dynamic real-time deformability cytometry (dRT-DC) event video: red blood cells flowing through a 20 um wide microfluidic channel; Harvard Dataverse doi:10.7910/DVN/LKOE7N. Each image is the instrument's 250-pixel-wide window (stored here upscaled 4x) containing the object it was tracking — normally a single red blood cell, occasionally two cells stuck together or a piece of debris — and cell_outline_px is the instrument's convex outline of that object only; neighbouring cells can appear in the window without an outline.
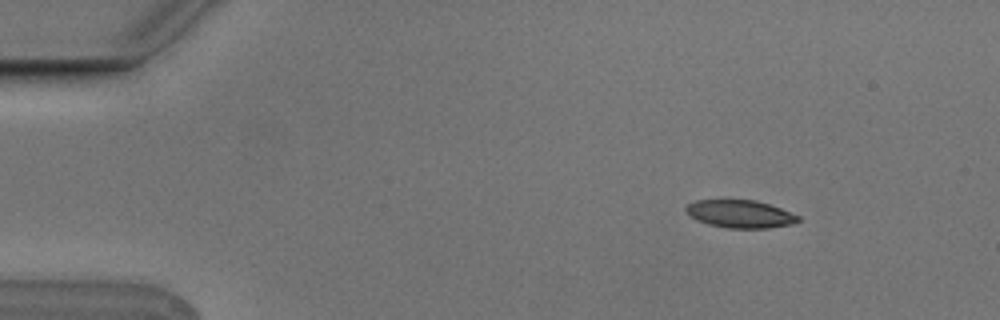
{"species": "Egyptian fruit bat (a non-hibernating species)", "species_latin": "Rousettus aegyptiacus", "temperature_condition": "cold", "stored_images_in_passage": 6, "camera_frame_rate_fps": 3000, "um_per_image_px": 0.085, "animal": {"sex": "male"}, "frame": {"image": 1, "passage_image": 2, "time_ms": 0.333, "image_size_px": [1000, 320], "cell_outline_px": [[800, 220], [792, 224], [768, 228], [728, 228], [708, 224], [696, 220], [688, 216], [684, 208], [688, 204], [696, 200], [756, 200], [780, 208], [800, 216]], "centroid_in_image_um": [62.88, 18.19], "position_along_channel_um": 22.1, "area_um2": 18.21}}